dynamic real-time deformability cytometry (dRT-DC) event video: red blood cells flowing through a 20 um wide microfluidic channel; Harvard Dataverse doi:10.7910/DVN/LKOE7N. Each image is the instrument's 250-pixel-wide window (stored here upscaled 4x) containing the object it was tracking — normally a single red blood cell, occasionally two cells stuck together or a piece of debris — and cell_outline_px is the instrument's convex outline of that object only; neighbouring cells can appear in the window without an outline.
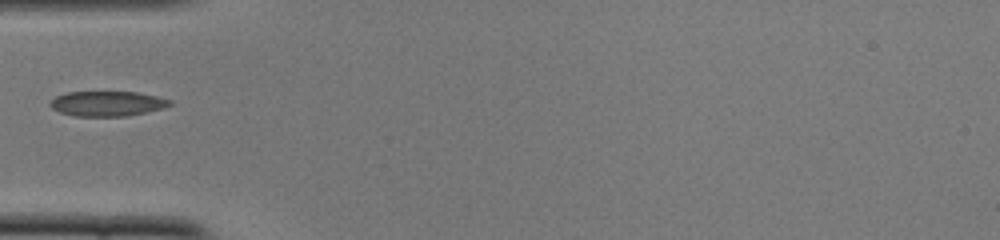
{"species": "common noctule bat (a hibernating species)", "species_latin": "Nyctalus noctula", "temperature_condition": "cold", "stored_images_in_passage": 36, "camera_frame_rate_fps": 3000, "um_per_image_px": 0.085, "animal": {"sex": "female", "body_mass_g": 22.0, "forearm_length_mm": 56.7}, "frame": {"image": 1, "passage_image": 1, "time_ms": 0.0, "image_size_px": [1000, 240], "cell_outline_px": [[172, 104], [164, 108], [124, 116], [76, 116], [60, 112], [52, 108], [48, 104], [56, 96], [68, 92], [136, 92], [156, 96], [172, 100]], "centroid_in_image_um": [9.12, 8.8], "position_along_channel_um": 75.9, "area_um2": 17.28}}
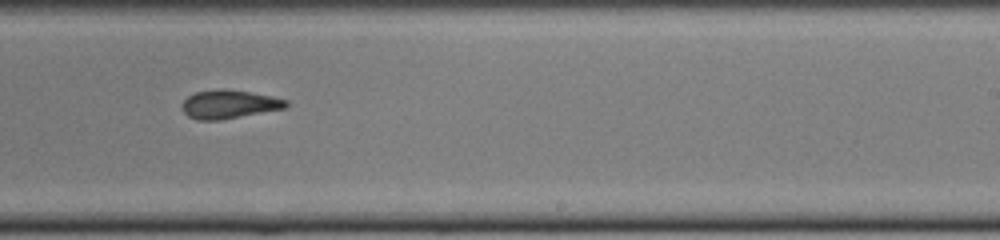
{"frame": {"image": 2, "passage_image": 16, "time_ms": 5.0, "image_size_px": [1000, 240], "cell_outline_px": [[288, 108], [220, 120], [196, 120], [188, 116], [180, 108], [180, 104], [188, 96], [196, 92], [248, 92], [272, 96], [288, 100]], "centroid_in_image_um": [19.49, 8.92], "position_along_channel_um": 269.5, "area_um2": 16.7}}
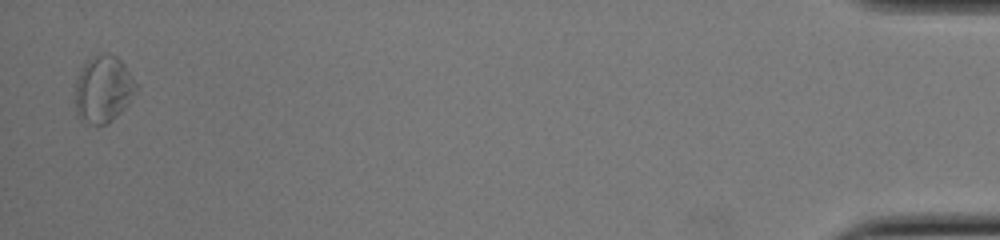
{"frame": {"image": 3, "passage_image": 35, "time_ms": 11.333, "image_size_px": [1000, 240], "cell_outline_px": [[140, 88], [132, 100], [112, 120], [104, 124], [88, 124], [80, 120], [76, 112], [76, 80], [80, 68], [92, 56], [104, 52], [108, 52], [116, 56], [124, 64]], "centroid_in_image_um": [8.8, 7.56], "position_along_channel_um": 426.4, "area_um2": 24.04}}